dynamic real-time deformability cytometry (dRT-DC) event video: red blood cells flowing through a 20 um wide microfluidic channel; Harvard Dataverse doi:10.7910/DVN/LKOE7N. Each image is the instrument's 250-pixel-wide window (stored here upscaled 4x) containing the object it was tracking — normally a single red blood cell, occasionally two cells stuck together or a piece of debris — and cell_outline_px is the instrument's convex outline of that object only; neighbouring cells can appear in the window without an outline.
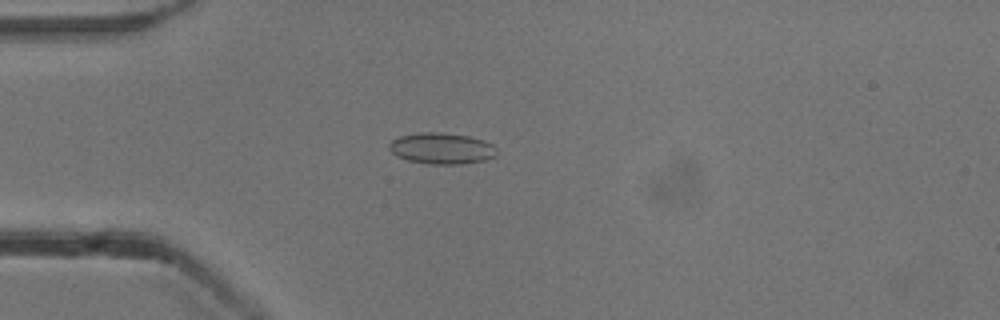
{"species": "common noctule bat (a hibernating species)", "species_latin": "Nyctalus noctula", "temperature_condition": "cold", "stored_images_in_passage": 54, "camera_frame_rate_fps": 3000, "um_per_image_px": 0.085, "animal": {"sex": "male", "body_mass_g": 13.3}, "frame": {"image": 1, "passage_image": 15, "time_ms": 4.667, "image_size_px": [1000, 320], "cell_outline_px": [[496, 156], [488, 160], [460, 164], [432, 164], [408, 160], [396, 156], [388, 148], [388, 144], [392, 140], [400, 136], [420, 132], [436, 132], [468, 136], [484, 140], [492, 144], [496, 148]], "centroid_in_image_um": [37.55, 12.62], "position_along_channel_um": 47.5, "area_um2": 19.59}}
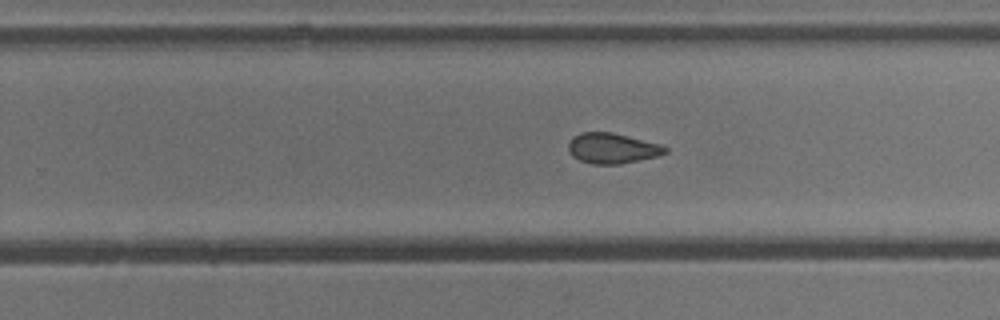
{"frame": {"image": 2, "passage_image": 34, "time_ms": 11.0, "image_size_px": [1000, 320], "cell_outline_px": [[668, 152], [660, 156], [620, 164], [592, 164], [580, 160], [572, 156], [568, 152], [568, 144], [572, 136], [580, 132], [612, 132], [660, 144], [668, 148]], "centroid_in_image_um": [52.04, 12.6], "position_along_channel_um": 277.8, "area_um2": 17.34}}
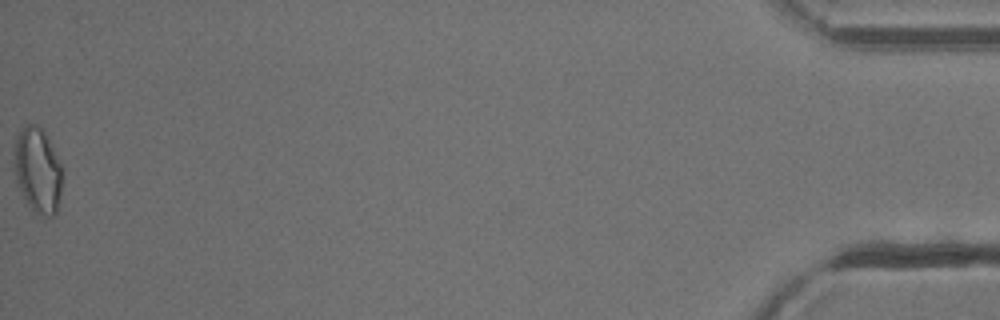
{"frame": {"image": 3, "passage_image": 54, "time_ms": 17.667, "image_size_px": [1000, 320], "cell_outline_px": [[64, 164], [60, 196], [56, 212], [52, 216], [44, 216], [32, 212], [24, 200], [16, 180], [16, 140], [20, 132], [28, 124], [36, 124], [44, 132]], "centroid_in_image_um": [3.27, 14.53], "position_along_channel_um": 431.9, "area_um2": 23.93}, "authors_computed_cell_mechanics": {"area_um2": 18.3515, "velocity_mm_per_s": 3.8683, "shape_relaxation_time_tau1_ms": null, "shape_relaxation_time_tau2_ms": 2.7327, "deformation_change_tau1": null, "deformation_change_tau2": 0.0652}}